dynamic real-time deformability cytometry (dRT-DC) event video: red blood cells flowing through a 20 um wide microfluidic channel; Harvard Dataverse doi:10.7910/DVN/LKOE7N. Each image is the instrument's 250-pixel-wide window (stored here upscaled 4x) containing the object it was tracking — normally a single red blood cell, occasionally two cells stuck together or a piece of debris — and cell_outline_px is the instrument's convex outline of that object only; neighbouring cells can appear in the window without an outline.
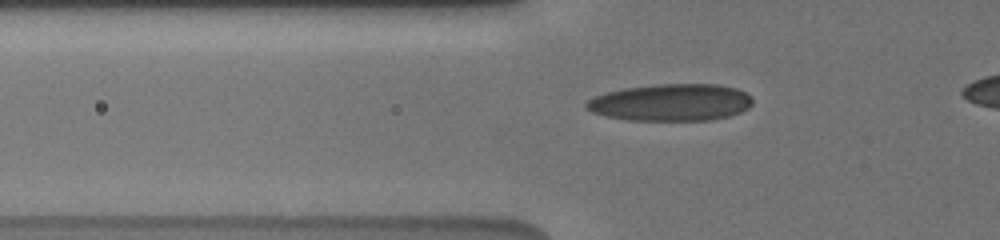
{"species": "human", "species_latin": "Homo sapiens", "temperature_condition": "cold", "stored_images_in_passage": 45, "camera_frame_rate_fps": 3000, "um_per_image_px": 0.085, "donor": {"sex": "male"}, "frame": {"image": 1, "passage_image": 15, "time_ms": 4.667, "image_size_px": [1000, 240], "cell_outline_px": [[752, 104], [748, 108], [740, 112], [728, 116], [712, 120], [628, 120], [608, 116], [592, 112], [584, 108], [584, 104], [588, 100], [596, 96], [608, 92], [624, 88], [656, 84], [716, 84], [736, 88], [752, 96]], "centroid_in_image_um": [57.04, 8.7], "position_along_channel_um": 68.8, "area_um2": 35.84}}
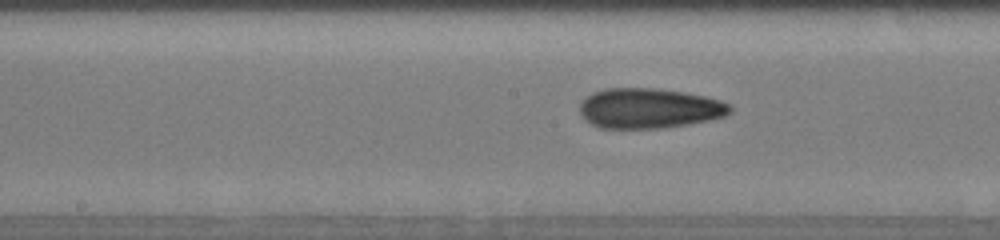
{"frame": {"image": 2, "passage_image": 25, "time_ms": 8.0, "image_size_px": [1000, 240], "cell_outline_px": [[732, 112], [724, 116], [708, 120], [688, 124], [664, 128], [600, 128], [584, 120], [580, 112], [580, 104], [592, 92], [604, 88], [652, 88], [684, 92], [704, 96], [720, 100], [732, 104]], "centroid_in_image_um": [55.19, 9.2], "position_along_channel_um": 193.0, "area_um2": 35.2}}
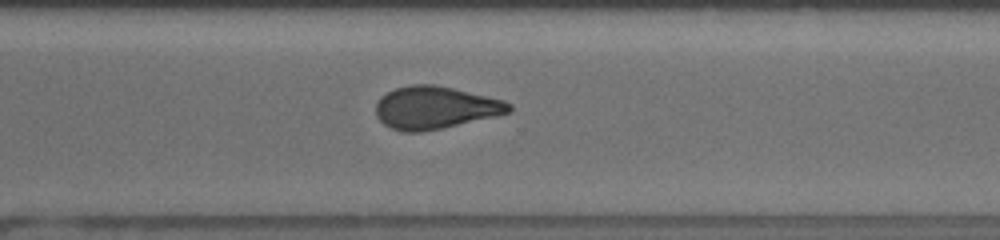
{"frame": {"image": 3, "passage_image": 36, "time_ms": 11.667, "image_size_px": [1000, 240], "cell_outline_px": [[512, 112], [496, 116], [440, 128], [420, 132], [404, 132], [392, 128], [384, 124], [376, 116], [376, 104], [380, 96], [396, 88], [412, 84], [436, 84], [504, 100], [512, 104]], "centroid_in_image_um": [36.99, 9.14], "position_along_channel_um": 333.6, "area_um2": 32.95}}